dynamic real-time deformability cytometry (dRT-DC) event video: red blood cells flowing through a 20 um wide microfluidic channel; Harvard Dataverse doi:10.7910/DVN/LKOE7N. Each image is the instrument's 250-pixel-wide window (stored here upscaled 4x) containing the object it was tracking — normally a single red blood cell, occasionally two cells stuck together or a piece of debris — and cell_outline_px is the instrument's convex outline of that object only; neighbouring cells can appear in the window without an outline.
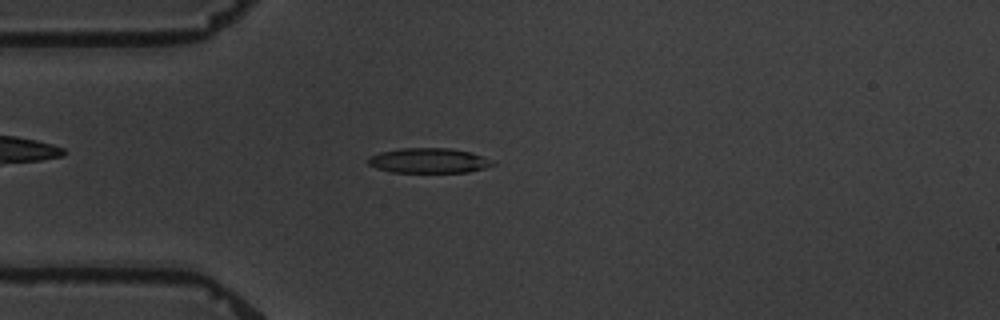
{"species": "common noctule bat (a hibernating species)", "species_latin": "Nyctalus noctula", "temperature_condition": "warm", "stored_images_in_passage": 14, "camera_frame_rate_fps": 3000, "um_per_image_px": 0.085, "animal": {"sex": "male", "body_mass_g": 19.5, "forearm_length_mm": 54.6}, "frame": {"image": 1, "passage_image": 3, "time_ms": 3.333, "image_size_px": [1000, 320], "cell_outline_px": [[496, 164], [484, 168], [468, 172], [392, 172], [376, 168], [368, 164], [368, 160], [372, 156], [380, 152], [400, 148], [448, 148], [472, 152], [492, 160]], "centroid_in_image_um": [36.47, 13.65], "position_along_channel_um": 48.5, "area_um2": 18.03}}
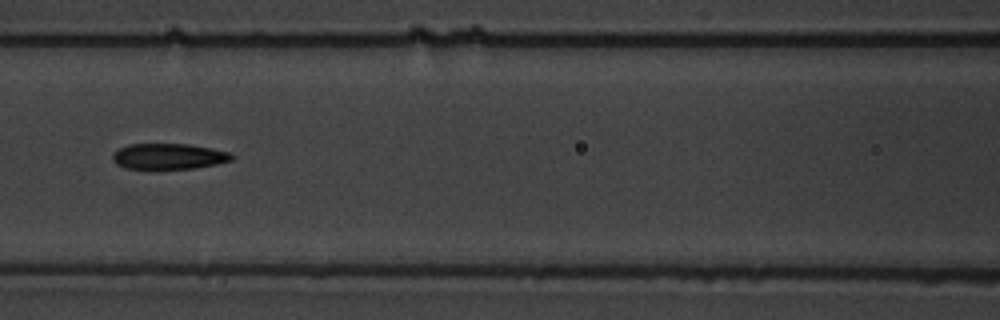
{"frame": {"image": 2, "passage_image": 6, "time_ms": 6.667, "image_size_px": [1000, 320], "cell_outline_px": [[236, 156], [232, 160], [216, 164], [192, 168], [124, 168], [116, 164], [112, 160], [112, 156], [120, 148], [128, 144], [188, 144], [212, 148], [228, 152]], "centroid_in_image_um": [14.35, 13.28], "position_along_channel_um": 152.2, "area_um2": 17.69}}
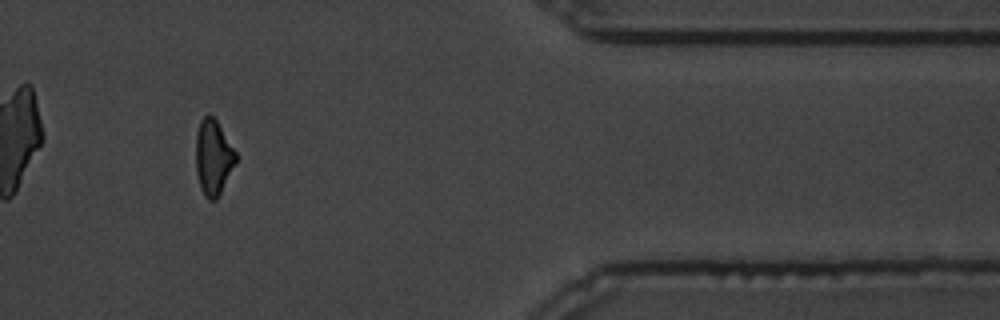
{"frame": {"image": 3, "passage_image": 12, "time_ms": 14.667, "image_size_px": [1000, 320], "cell_outline_px": [[236, 160], [216, 200], [208, 200], [204, 196], [200, 188], [196, 172], [196, 132], [200, 120], [208, 112], [216, 120], [236, 152]], "centroid_in_image_um": [18.09, 13.35], "position_along_channel_um": 393.3, "area_um2": 17.34}, "authors_computed_cell_mechanics": {"area_um2": 17.7446, "velocity_mm_per_s": 3.4032, "shape_relaxation_time_tau1_ms": 5.8876, "shape_relaxation_time_tau2_ms": 7.0916, "deformation_change_tau1": 0.1794, "deformation_change_tau2": 0.1579}}